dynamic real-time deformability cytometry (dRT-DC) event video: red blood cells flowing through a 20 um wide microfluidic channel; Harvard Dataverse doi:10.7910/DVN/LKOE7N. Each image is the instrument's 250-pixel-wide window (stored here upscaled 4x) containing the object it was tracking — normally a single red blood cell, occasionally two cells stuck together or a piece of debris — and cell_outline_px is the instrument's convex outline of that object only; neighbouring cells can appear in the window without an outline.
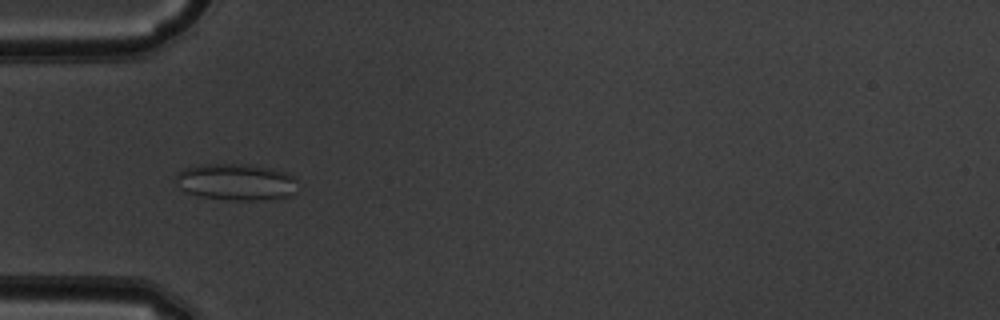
{"species": "common noctule bat (a hibernating species)", "species_latin": "Nyctalus noctula", "temperature_condition": "warm", "stored_images_in_passage": 46, "camera_frame_rate_fps": 3000, "um_per_image_px": 0.085, "animal": {"sex": "male", "body_mass_g": 19.5, "forearm_length_mm": 54.6}, "frame": {"image": 1, "passage_image": 12, "time_ms": 3.667, "image_size_px": [1000, 320], "cell_outline_px": [[296, 192], [288, 196], [256, 200], [228, 200], [200, 196], [188, 192], [180, 188], [176, 184], [176, 176], [184, 168], [204, 164], [248, 164], [288, 172], [292, 176]], "centroid_in_image_um": [20.04, 15.46], "position_along_channel_um": 65.0, "area_um2": 25.72}}
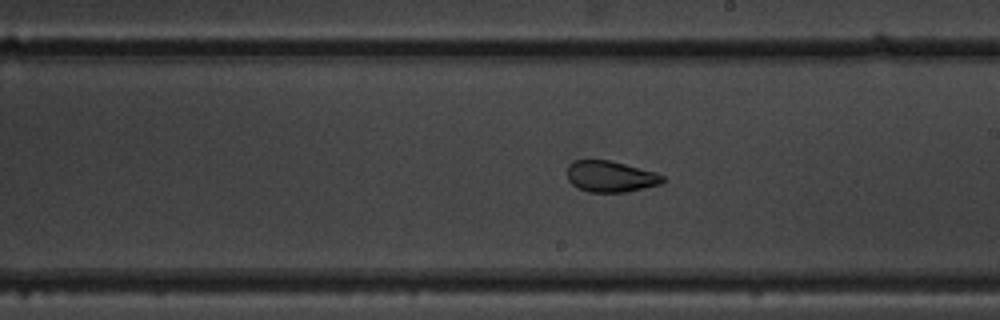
{"frame": {"image": 2, "passage_image": 25, "time_ms": 8.0, "image_size_px": [1000, 320], "cell_outline_px": [[664, 180], [660, 184], [624, 192], [588, 192], [572, 184], [568, 180], [568, 164], [572, 160], [608, 160], [656, 172], [664, 176]], "centroid_in_image_um": [51.87, 14.99], "position_along_channel_um": 237.1, "area_um2": 17.17}}
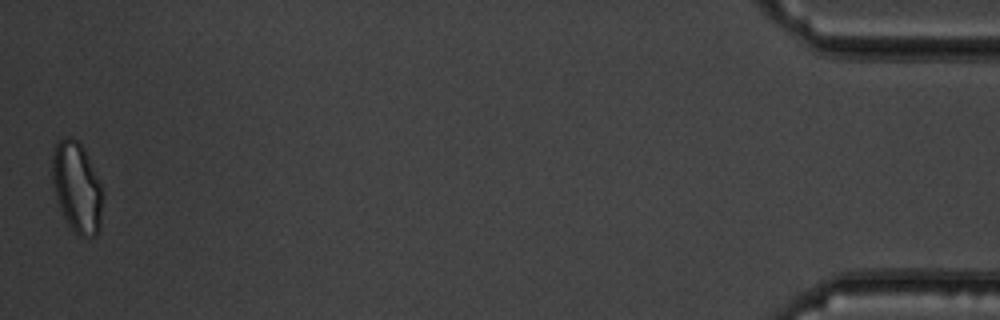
{"frame": {"image": 3, "passage_image": 46, "time_ms": 15.0, "image_size_px": [1000, 320], "cell_outline_px": [[100, 228], [96, 236], [80, 236], [68, 224], [60, 208], [52, 180], [52, 156], [56, 144], [64, 136], [72, 136], [80, 144], [100, 180]], "centroid_in_image_um": [6.51, 15.9], "position_along_channel_um": 428.7, "area_um2": 25.84}, "authors_computed_cell_mechanics": {"area_um2": 20.6057, "velocity_mm_per_s": 4.0089, "shape_relaxation_time_tau1_ms": null, "shape_relaxation_time_tau2_ms": 1.0544, "deformation_change_tau1": null, "deformation_change_tau2": 0.0707}}